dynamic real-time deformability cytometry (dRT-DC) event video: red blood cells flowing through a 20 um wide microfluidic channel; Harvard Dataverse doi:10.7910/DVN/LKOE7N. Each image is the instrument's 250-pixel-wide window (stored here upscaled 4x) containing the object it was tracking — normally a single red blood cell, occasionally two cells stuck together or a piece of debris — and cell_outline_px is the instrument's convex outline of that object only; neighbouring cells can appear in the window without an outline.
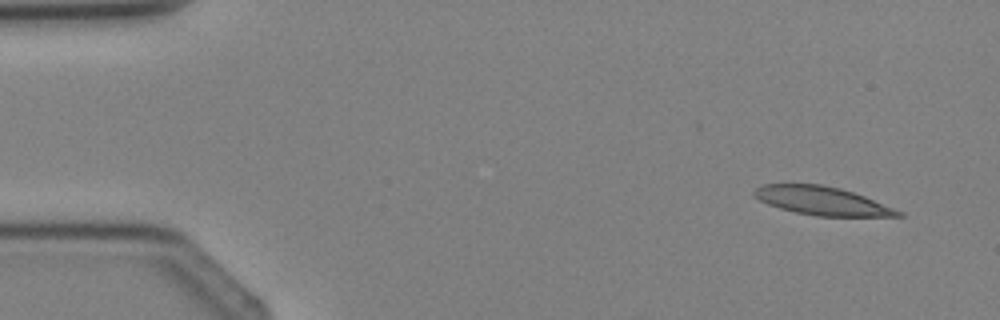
{"species": "Egyptian fruit bat (a non-hibernating species)", "species_latin": "Rousettus aegyptiacus", "temperature_condition": "cold", "stored_images_in_passage": 3, "camera_frame_rate_fps": 3000, "um_per_image_px": 0.085, "animal": {"sex": "female"}, "frame": {"image": 1, "passage_image": 1, "time_ms": 0.0, "image_size_px": [1000, 320], "cell_outline_px": [[904, 216], [816, 216], [796, 212], [780, 208], [768, 204], [752, 196], [752, 192], [756, 188], [764, 184], [820, 184], [840, 188], [864, 196], [904, 212]], "centroid_in_image_um": [69.86, 17.07], "position_along_channel_um": 15.1, "area_um2": 23.7}}